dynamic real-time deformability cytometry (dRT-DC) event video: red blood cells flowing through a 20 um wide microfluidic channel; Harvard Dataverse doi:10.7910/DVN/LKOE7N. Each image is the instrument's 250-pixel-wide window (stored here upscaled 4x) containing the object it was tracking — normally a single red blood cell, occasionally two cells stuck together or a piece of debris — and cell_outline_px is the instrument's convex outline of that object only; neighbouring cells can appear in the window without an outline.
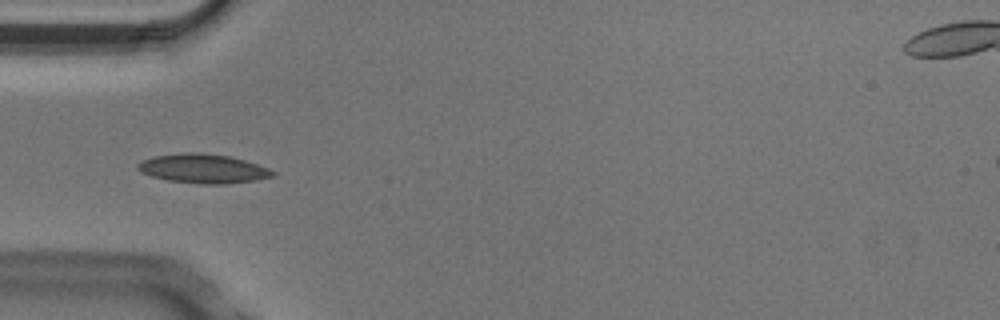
{"species": "Egyptian fruit bat (a non-hibernating species)", "species_latin": "Rousettus aegyptiacus", "temperature_condition": "cold", "stored_images_in_passage": 5, "camera_frame_rate_fps": 3000, "um_per_image_px": 0.085, "animal": {"sex": "male"}, "frame": {"image": 1, "passage_image": 3, "time_ms": 0.667, "image_size_px": [1000, 320], "cell_outline_px": [[276, 176], [256, 180], [224, 184], [204, 184], [168, 180], [152, 176], [140, 172], [136, 168], [136, 164], [152, 156], [184, 152], [200, 152], [228, 156], [244, 160], [268, 168], [276, 172]], "centroid_in_image_um": [17.26, 14.33], "position_along_channel_um": 67.7, "area_um2": 22.95}}
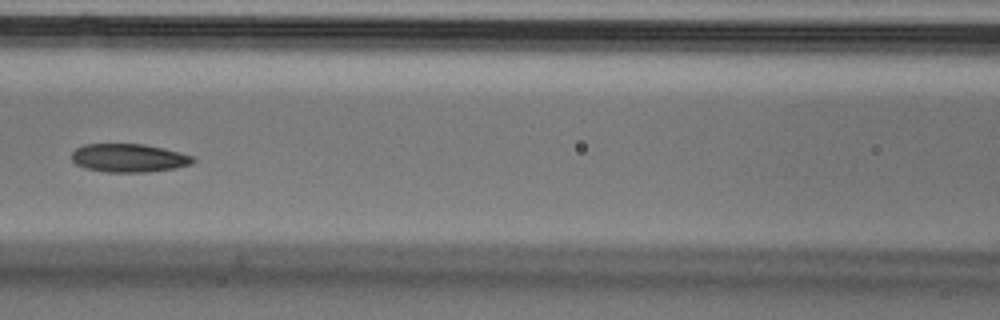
{"frame": {"image": 2, "passage_image": 5, "time_ms": 1.333, "image_size_px": [1000, 320], "cell_outline_px": [[196, 160], [192, 164], [176, 168], [148, 172], [108, 172], [84, 168], [76, 164], [72, 160], [72, 152], [76, 148], [84, 144], [144, 144], [164, 148], [196, 156]], "centroid_in_image_um": [10.99, 13.43], "position_along_channel_um": 155.6, "area_um2": 20.29}}